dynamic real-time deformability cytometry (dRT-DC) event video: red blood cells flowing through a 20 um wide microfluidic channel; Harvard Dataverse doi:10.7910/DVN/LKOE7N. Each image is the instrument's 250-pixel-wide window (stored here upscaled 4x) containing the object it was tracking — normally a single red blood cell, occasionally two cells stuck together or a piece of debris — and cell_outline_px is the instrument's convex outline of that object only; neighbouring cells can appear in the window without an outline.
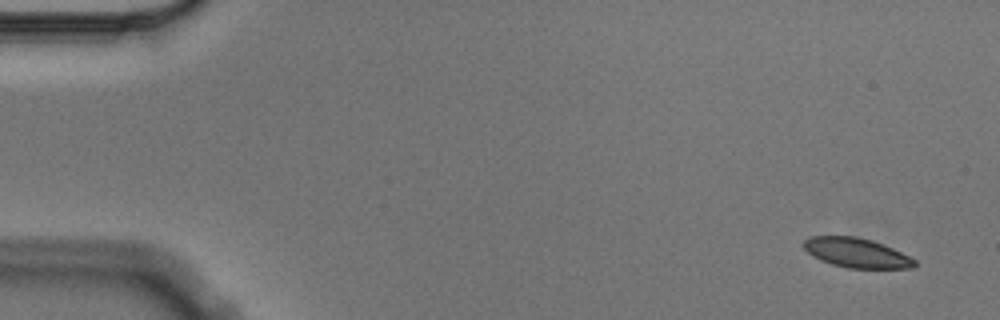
{"species": "Egyptian fruit bat (a non-hibernating species)", "species_latin": "Rousettus aegyptiacus", "temperature_condition": "cold", "stored_images_in_passage": 5, "camera_frame_rate_fps": 3000, "um_per_image_px": 0.085, "animal": {"sex": "male"}, "frame": {"image": 1, "passage_image": 1, "time_ms": 0.0, "image_size_px": [1000, 320], "cell_outline_px": [[916, 268], [848, 268], [832, 264], [820, 260], [812, 256], [804, 248], [804, 240], [808, 236], [856, 236], [872, 240], [892, 248], [916, 260]], "centroid_in_image_um": [72.79, 21.49], "position_along_channel_um": 12.2, "area_um2": 19.07}}
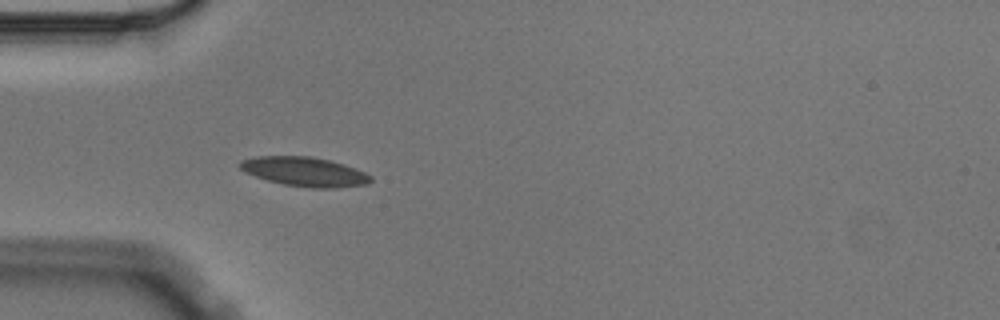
{"frame": {"image": 2, "passage_image": 5, "time_ms": 1.333, "image_size_px": [1000, 320], "cell_outline_px": [[372, 180], [368, 184], [336, 188], [312, 188], [284, 184], [268, 180], [244, 172], [236, 164], [240, 160], [256, 156], [312, 156], [344, 164], [356, 168], [372, 176]], "centroid_in_image_um": [25.88, 14.59], "position_along_channel_um": 59.1, "area_um2": 22.43}}